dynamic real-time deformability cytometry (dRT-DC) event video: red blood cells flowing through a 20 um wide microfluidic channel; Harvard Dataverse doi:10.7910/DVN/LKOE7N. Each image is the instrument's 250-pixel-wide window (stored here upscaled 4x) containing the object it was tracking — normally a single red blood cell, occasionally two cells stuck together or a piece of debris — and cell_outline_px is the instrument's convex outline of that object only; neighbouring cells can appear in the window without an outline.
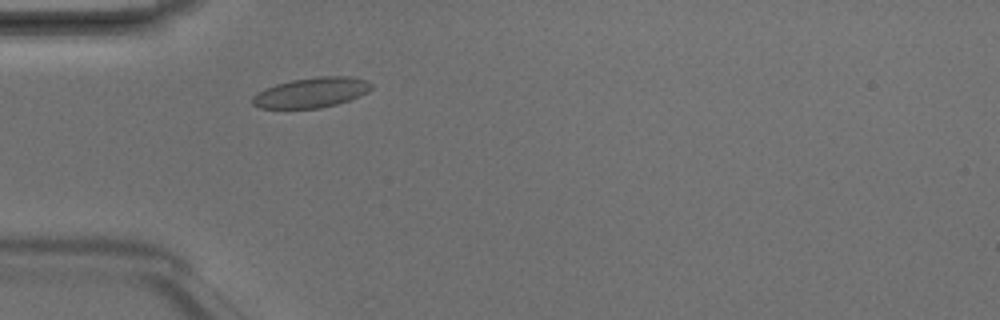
{"species": "Egyptian fruit bat (a non-hibernating species)", "species_latin": "Rousettus aegyptiacus", "temperature_condition": "room temperature", "stored_images_in_passage": 2, "camera_frame_rate_fps": 3000, "um_per_image_px": 0.085, "animal": {"sex": "male"}, "frame": {"image": 1, "passage_image": 2, "time_ms": 0.333, "image_size_px": [1000, 320], "cell_outline_px": [[372, 88], [368, 92], [360, 96], [336, 104], [320, 108], [260, 108], [252, 104], [252, 96], [256, 92], [264, 88], [276, 84], [292, 80], [320, 76], [352, 76], [368, 80], [372, 84]], "centroid_in_image_um": [26.48, 7.86], "position_along_channel_um": 58.5, "area_um2": 20.98}}